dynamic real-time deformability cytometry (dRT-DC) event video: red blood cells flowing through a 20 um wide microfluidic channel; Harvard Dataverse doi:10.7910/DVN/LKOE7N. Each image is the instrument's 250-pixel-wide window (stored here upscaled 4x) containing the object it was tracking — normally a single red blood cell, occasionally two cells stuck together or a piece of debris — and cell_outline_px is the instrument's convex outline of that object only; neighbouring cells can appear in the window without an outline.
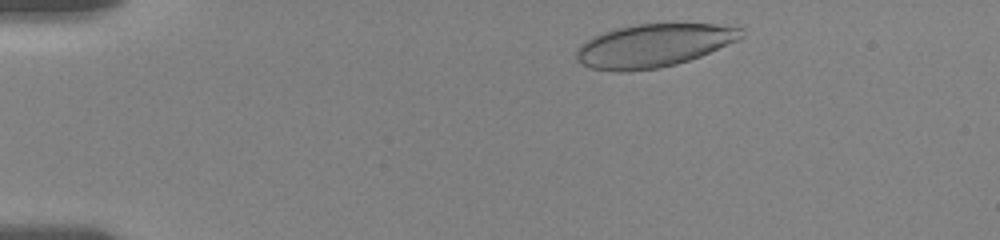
{"species": "human", "species_latin": "Homo sapiens", "temperature_condition": "room temperature", "stored_images_in_passage": 43, "camera_frame_rate_fps": 3000, "um_per_image_px": 0.085, "donor": {"sex": "female"}, "frame": {"image": 1, "passage_image": 3, "time_ms": 0.667, "image_size_px": [1000, 240], "cell_outline_px": [[744, 36], [740, 40], [700, 56], [676, 64], [660, 68], [628, 72], [616, 72], [588, 68], [576, 60], [576, 52], [580, 44], [584, 40], [592, 36], [616, 28], [636, 24], [684, 20], [716, 24], [744, 28]], "centroid_in_image_um": [55.6, 3.83], "position_along_channel_um": 29.4, "area_um2": 43.06}}
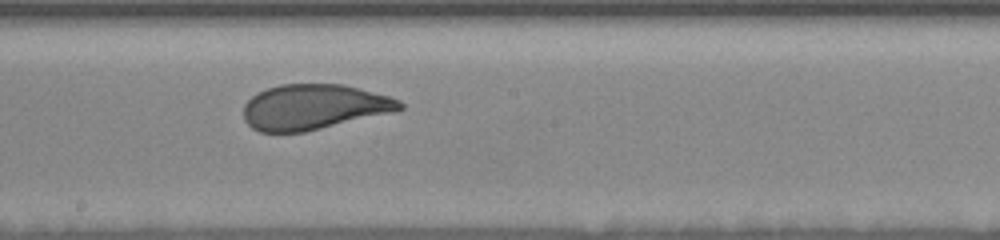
{"frame": {"image": 2, "passage_image": 25, "time_ms": 8.0, "image_size_px": [1000, 240], "cell_outline_px": [[404, 108], [388, 112], [304, 132], [260, 132], [252, 128], [244, 120], [244, 104], [256, 92], [280, 84], [344, 84], [388, 96], [400, 100], [404, 104]], "centroid_in_image_um": [26.61, 9.08], "position_along_channel_um": 221.6, "area_um2": 40.75}}
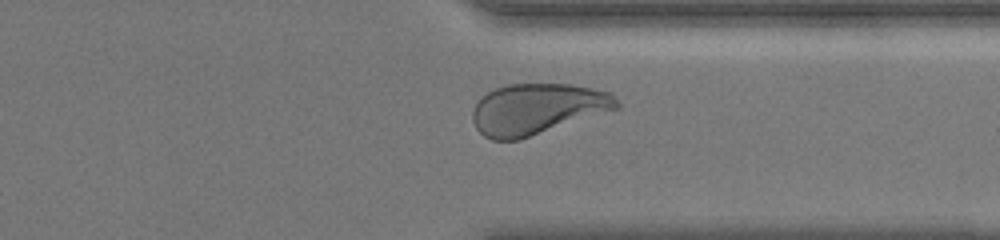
{"frame": {"image": 3, "passage_image": 37, "time_ms": 12.0, "image_size_px": [1000, 240], "cell_outline_px": [[620, 108], [520, 140], [492, 140], [484, 136], [476, 128], [472, 120], [472, 112], [476, 104], [488, 92], [496, 88], [508, 84], [568, 84], [592, 88], [612, 92], [620, 104]], "centroid_in_image_um": [45.69, 9.27], "position_along_channel_um": 365.7, "area_um2": 42.83}, "authors_computed_cell_mechanics": {"area_um2": 42.4252, "velocity_mm_per_s": 3.6054, "shape_relaxation_time_tau1_ms": 4.4562, "shape_relaxation_time_tau2_ms": null, "deformation_change_tau1": 0.1649, "deformation_change_tau2": null}}